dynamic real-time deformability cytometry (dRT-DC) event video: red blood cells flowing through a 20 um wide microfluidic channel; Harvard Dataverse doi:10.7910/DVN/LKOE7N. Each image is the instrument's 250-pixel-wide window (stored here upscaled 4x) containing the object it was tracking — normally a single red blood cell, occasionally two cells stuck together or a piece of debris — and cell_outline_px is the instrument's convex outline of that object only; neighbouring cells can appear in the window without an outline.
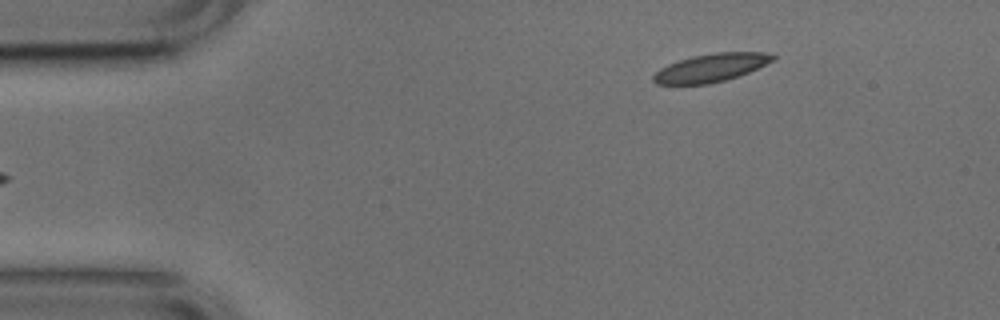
{"species": "common noctule bat (a hibernating species)", "species_latin": "Nyctalus noctula", "temperature_condition": "cold", "stored_images_in_passage": 22, "camera_frame_rate_fps": 3000, "um_per_image_px": 0.085, "animal": {"sex": "male", "body_mass_g": 17.9, "forearm_length_mm": 54.2}, "frame": {"image": 1, "passage_image": 1, "time_ms": 0.0, "image_size_px": [1000, 320], "cell_outline_px": [[776, 60], [748, 72], [724, 80], [708, 84], [656, 84], [652, 80], [652, 76], [660, 68], [668, 64], [692, 56], [716, 52], [764, 52], [776, 56]], "centroid_in_image_um": [60.43, 5.75], "position_along_channel_um": 24.6, "area_um2": 19.48}}
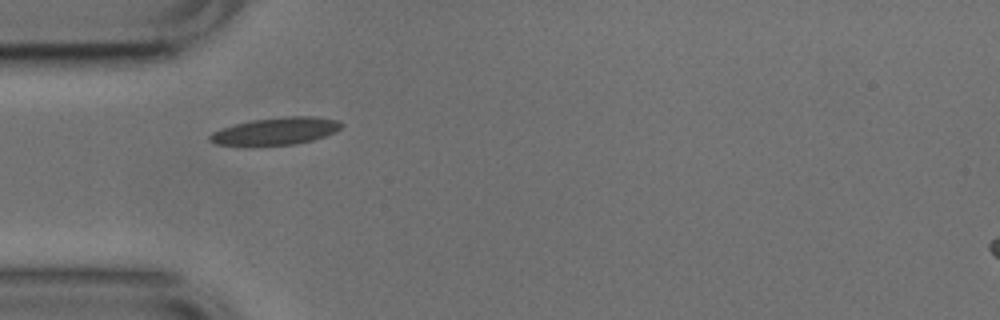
{"frame": {"image": 2, "passage_image": 9, "time_ms": 2.667, "image_size_px": [1000, 320], "cell_outline_px": [[344, 124], [340, 128], [324, 136], [312, 140], [292, 144], [252, 148], [216, 144], [208, 140], [208, 136], [212, 132], [220, 128], [252, 120], [284, 116], [312, 116], [336, 120]], "centroid_in_image_um": [23.33, 11.18], "position_along_channel_um": 61.7, "area_um2": 21.44}}
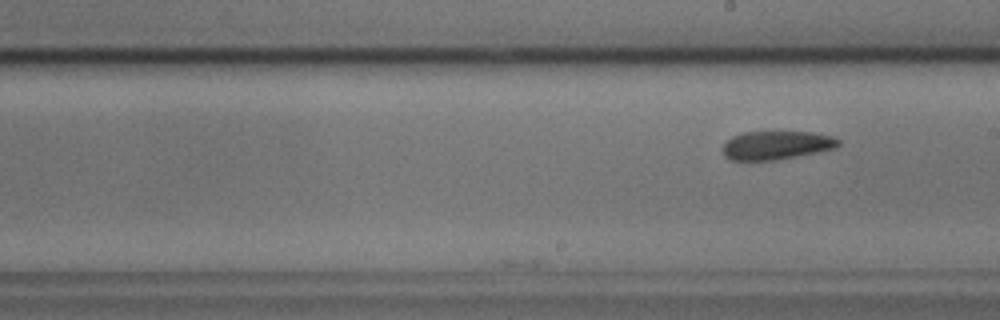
{"frame": {"image": 3, "passage_image": 22, "time_ms": 7.0, "image_size_px": [1000, 320], "cell_outline_px": [[840, 144], [836, 148], [820, 152], [776, 160], [728, 160], [724, 156], [720, 148], [732, 136], [744, 132], [812, 132], [832, 136], [840, 140]], "centroid_in_image_um": [65.98, 12.35], "position_along_channel_um": 223.0, "area_um2": 19.48}}